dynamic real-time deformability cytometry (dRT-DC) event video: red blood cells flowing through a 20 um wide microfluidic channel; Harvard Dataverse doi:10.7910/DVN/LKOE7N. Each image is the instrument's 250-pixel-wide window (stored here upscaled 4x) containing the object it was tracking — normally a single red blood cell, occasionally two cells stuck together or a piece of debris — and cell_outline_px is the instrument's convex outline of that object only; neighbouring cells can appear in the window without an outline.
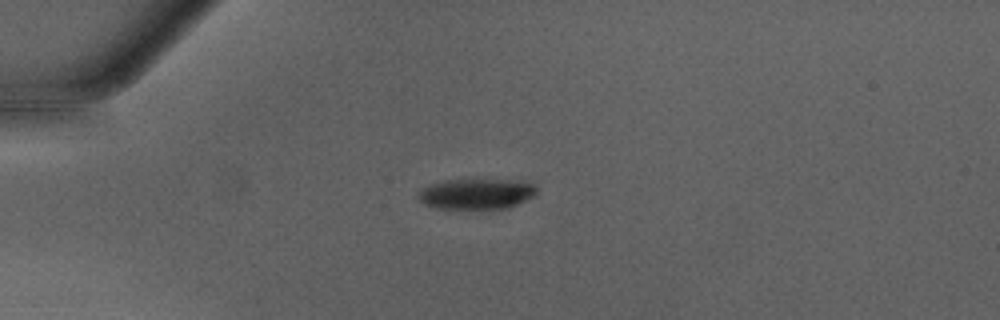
{"species": "Egyptian fruit bat (a non-hibernating species)", "species_latin": "Rousettus aegyptiacus", "temperature_condition": "warm", "stored_images_in_passage": 37, "camera_frame_rate_fps": 3000, "um_per_image_px": 0.085, "animal": {"sex": "male"}, "frame": {"image": 1, "passage_image": 1, "time_ms": 0.0, "image_size_px": [1000, 320], "cell_outline_px": [[536, 196], [508, 208], [432, 208], [424, 204], [416, 196], [416, 192], [420, 188], [428, 184], [444, 180], [508, 180], [536, 184]], "centroid_in_image_um": [40.44, 16.48], "position_along_channel_um": 44.6, "area_um2": 21.21}}
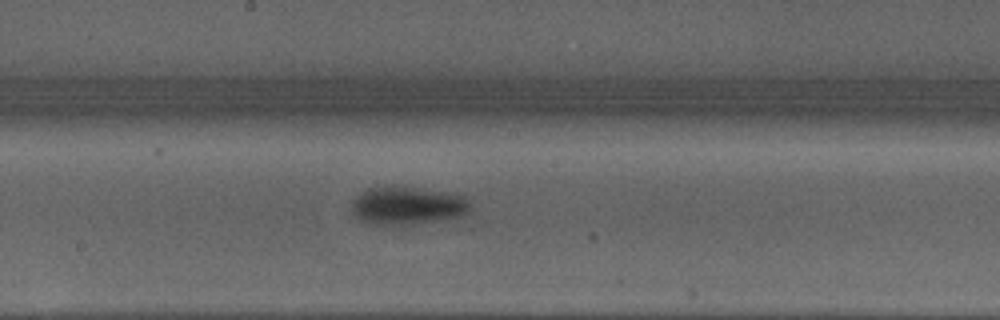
{"frame": {"image": 2, "passage_image": 15, "time_ms": 4.667, "image_size_px": [1000, 320], "cell_outline_px": [[472, 204], [468, 212], [460, 216], [408, 224], [376, 224], [364, 220], [356, 216], [352, 212], [352, 200], [360, 192], [368, 188], [392, 184], [456, 192], [464, 196]], "centroid_in_image_um": [34.66, 17.4], "position_along_channel_um": 213.5, "area_um2": 26.59}}
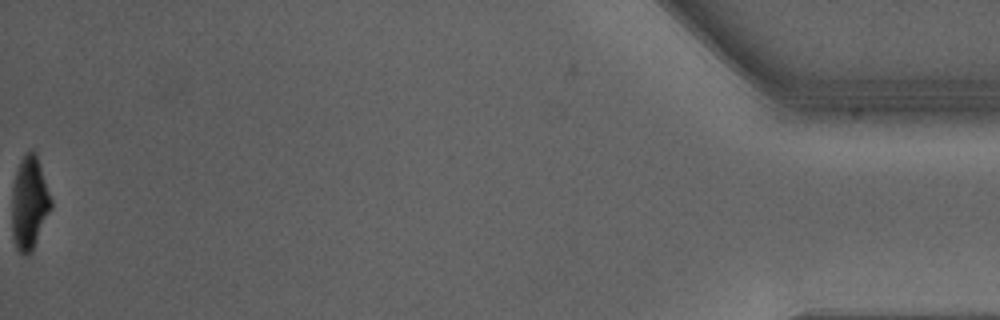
{"frame": {"image": 3, "passage_image": 37, "time_ms": 12.0, "image_size_px": [1000, 320], "cell_outline_px": [[52, 208], [28, 256], [24, 256], [16, 248], [12, 236], [12, 188], [16, 172], [20, 160], [28, 152], [36, 152], [52, 200]], "centroid_in_image_um": [2.49, 17.26], "position_along_channel_um": 432.7, "area_um2": 21.04}, "authors_computed_cell_mechanics": {"area_um2": 25.8366, "velocity_mm_per_s": 4.2858, "shape_relaxation_time_tau1_ms": 2.338, "shape_relaxation_time_tau2_ms": null, "deformation_change_tau1": 0.1824, "deformation_change_tau2": null}}